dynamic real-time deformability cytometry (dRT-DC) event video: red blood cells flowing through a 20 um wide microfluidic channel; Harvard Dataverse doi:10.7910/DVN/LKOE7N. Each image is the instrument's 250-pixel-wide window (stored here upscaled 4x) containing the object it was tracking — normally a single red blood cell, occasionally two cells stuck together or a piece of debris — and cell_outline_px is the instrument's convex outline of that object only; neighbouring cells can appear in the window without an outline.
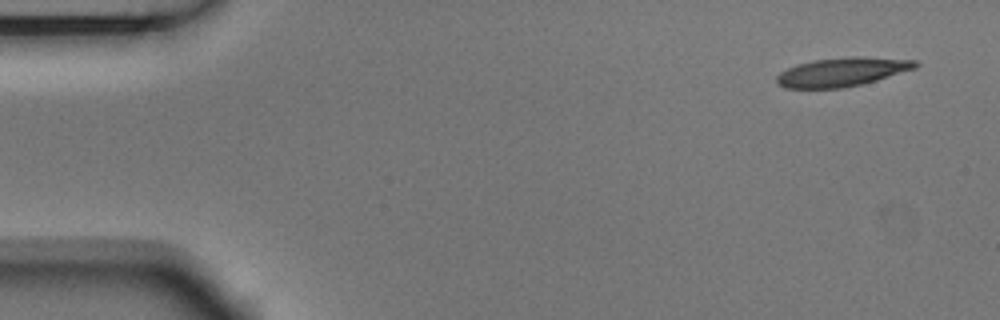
{"species": "Egyptian fruit bat (a non-hibernating species)", "species_latin": "Rousettus aegyptiacus", "temperature_condition": "room temperature", "stored_images_in_passage": 5, "camera_frame_rate_fps": 3000, "um_per_image_px": 0.085, "animal": {"sex": "male"}, "frame": {"image": 1, "passage_image": 1, "time_ms": 0.0, "image_size_px": [1000, 320], "cell_outline_px": [[920, 64], [916, 68], [876, 80], [860, 84], [840, 88], [784, 88], [776, 84], [776, 76], [780, 72], [796, 64], [812, 60], [848, 56], [864, 56], [916, 60]], "centroid_in_image_um": [71.56, 6.1], "position_along_channel_um": 13.4, "area_um2": 23.47}}
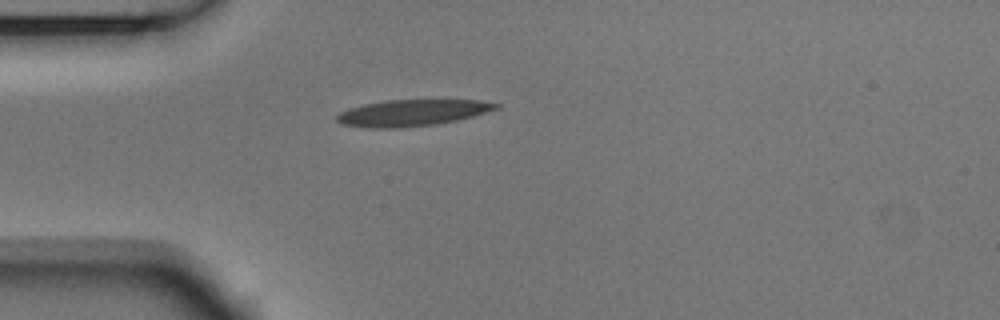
{"frame": {"image": 2, "passage_image": 4, "time_ms": 1.0, "image_size_px": [1000, 320], "cell_outline_px": [[500, 108], [472, 116], [456, 120], [436, 124], [400, 128], [368, 128], [340, 124], [336, 120], [336, 116], [340, 112], [348, 108], [364, 104], [388, 100], [480, 100], [500, 104]], "centroid_in_image_um": [35.01, 9.59], "position_along_channel_um": 50.0, "area_um2": 24.51}}